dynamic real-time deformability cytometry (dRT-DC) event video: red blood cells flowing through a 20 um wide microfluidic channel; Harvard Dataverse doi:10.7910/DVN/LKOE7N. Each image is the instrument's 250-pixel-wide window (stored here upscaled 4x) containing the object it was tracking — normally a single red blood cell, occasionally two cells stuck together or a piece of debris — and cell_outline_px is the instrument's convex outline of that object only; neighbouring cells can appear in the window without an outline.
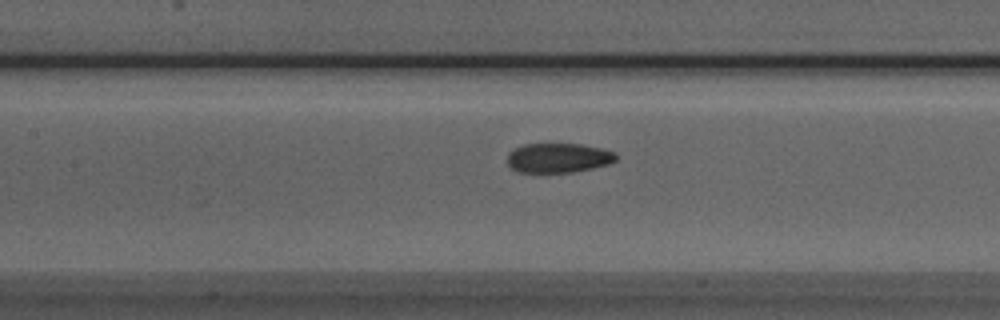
{"species": "Egyptian fruit bat (a non-hibernating species)", "species_latin": "Rousettus aegyptiacus", "temperature_condition": "room temperature", "stored_images_in_passage": 36, "camera_frame_rate_fps": 3000, "um_per_image_px": 0.085, "animal": {"sex": "male"}, "frame": {"image": 1, "passage_image": 8, "time_ms": 2.333, "image_size_px": [1000, 320], "cell_outline_px": [[616, 160], [608, 164], [592, 168], [572, 172], [520, 172], [512, 168], [508, 164], [508, 152], [524, 144], [580, 144], [600, 148], [616, 152]], "centroid_in_image_um": [47.46, 13.41], "position_along_channel_um": 159.9, "area_um2": 18.55}}
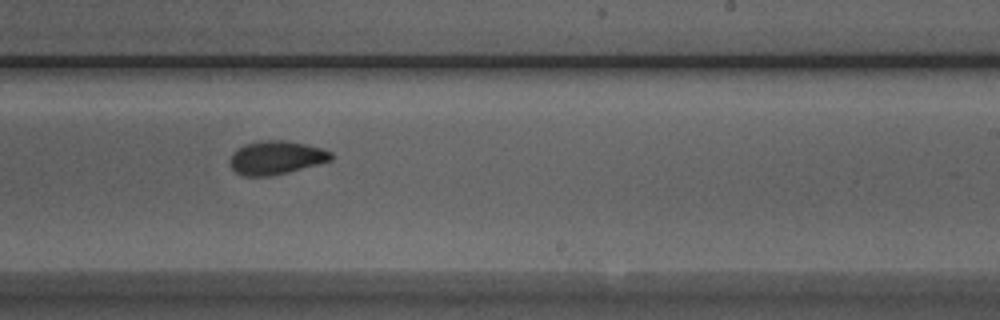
{"frame": {"image": 2, "passage_image": 16, "time_ms": 5.0, "image_size_px": [1000, 320], "cell_outline_px": [[332, 160], [320, 164], [272, 176], [240, 176], [228, 164], [228, 160], [232, 152], [236, 148], [260, 140], [284, 140], [304, 144], [320, 148], [332, 152]], "centroid_in_image_um": [23.43, 13.41], "position_along_channel_um": 265.6, "area_um2": 19.94}}
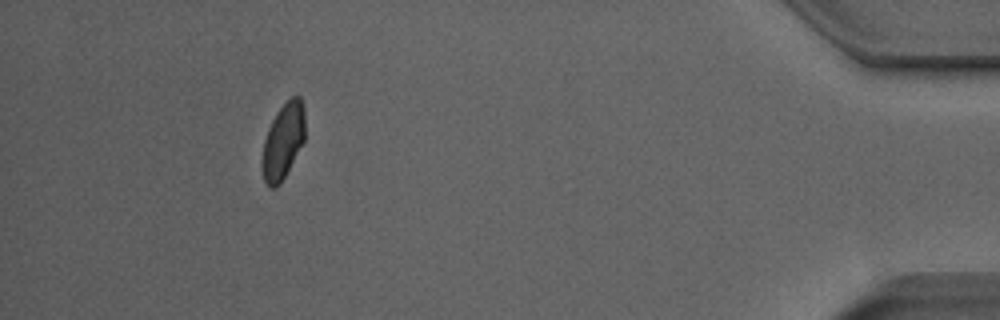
{"frame": {"image": 3, "passage_image": 32, "time_ms": 10.333, "image_size_px": [1000, 320], "cell_outline_px": [[304, 140], [280, 184], [276, 188], [268, 188], [264, 180], [260, 164], [264, 140], [268, 128], [276, 112], [292, 96], [300, 96], [304, 108]], "centroid_in_image_um": [24.03, 12.02], "position_along_channel_um": 411.2, "area_um2": 18.9}, "authors_computed_cell_mechanics": {"area_um2": 19.5364, "velocity_mm_per_s": 3.9692, "shape_relaxation_time_tau1_ms": 5.059, "shape_relaxation_time_tau2_ms": 2.096, "deformation_change_tau1": 0.1284, "deformation_change_tau2": 0.0511}}